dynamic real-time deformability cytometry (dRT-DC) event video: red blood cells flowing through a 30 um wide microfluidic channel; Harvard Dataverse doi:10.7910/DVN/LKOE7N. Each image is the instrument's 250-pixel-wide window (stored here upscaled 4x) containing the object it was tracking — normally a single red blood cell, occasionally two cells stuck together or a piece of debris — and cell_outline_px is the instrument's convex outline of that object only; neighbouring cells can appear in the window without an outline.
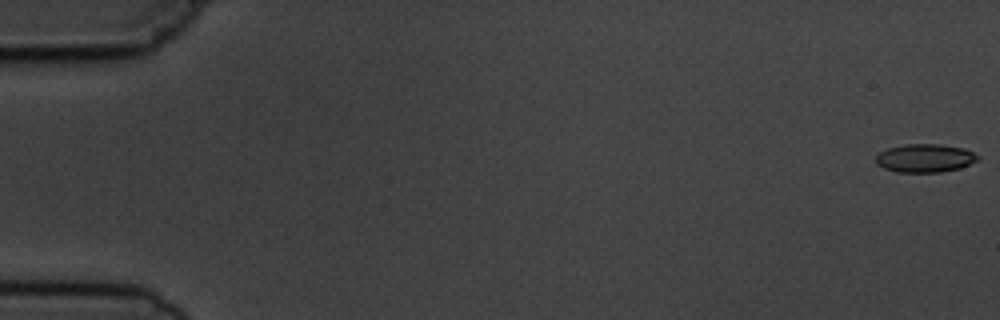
{"species": "common noctule bat (a hibernating species)", "species_latin": "Nyctalus noctula", "temperature_condition": "cold", "stored_images_in_passage": 11, "camera_frame_rate_fps": 3000, "um_per_image_px": 0.085, "animal": {"sex": "male", "body_mass_g": 19.5, "forearm_length_mm": 54.6}, "frame": {"image": 1, "passage_image": 1, "time_ms": 0.0, "image_size_px": [1000, 320], "cell_outline_px": [[980, 156], [976, 160], [960, 168], [940, 172], [896, 172], [884, 168], [876, 164], [876, 156], [880, 152], [888, 148], [908, 144], [940, 144], [964, 148]], "centroid_in_image_um": [78.6, 13.44], "position_along_channel_um": 6.4, "area_um2": 16.7}}
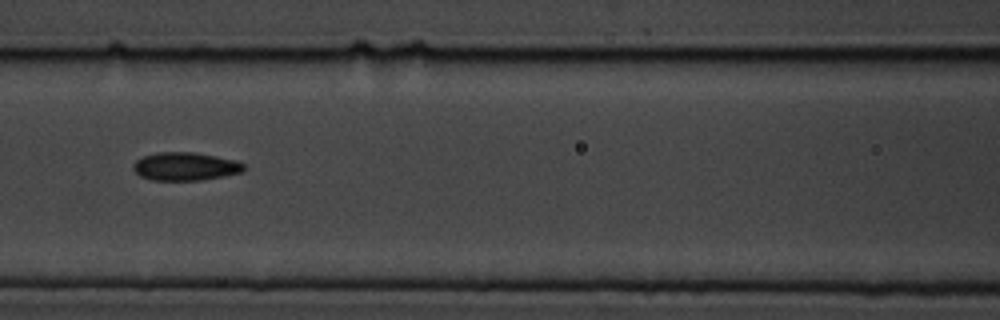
{"frame": {"image": 2, "passage_image": 7, "time_ms": 8.0, "image_size_px": [1000, 320], "cell_outline_px": [[244, 168], [240, 172], [224, 176], [200, 180], [152, 180], [140, 176], [132, 168], [132, 164], [136, 160], [144, 156], [156, 152], [196, 152], [236, 160], [244, 164]], "centroid_in_image_um": [15.72, 14.14], "position_along_channel_um": 150.9, "area_um2": 18.15}}
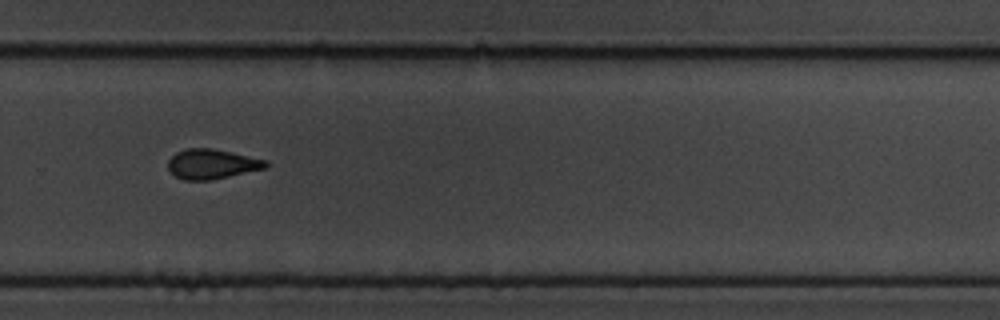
{"frame": {"image": 3, "passage_image": 11, "time_ms": 12.333, "image_size_px": [1000, 320], "cell_outline_px": [[268, 168], [212, 180], [184, 180], [176, 176], [168, 168], [168, 160], [176, 152], [184, 148], [212, 148], [232, 152], [268, 160]], "centroid_in_image_um": [18.04, 13.94], "position_along_channel_um": 311.8, "area_um2": 17.17}}